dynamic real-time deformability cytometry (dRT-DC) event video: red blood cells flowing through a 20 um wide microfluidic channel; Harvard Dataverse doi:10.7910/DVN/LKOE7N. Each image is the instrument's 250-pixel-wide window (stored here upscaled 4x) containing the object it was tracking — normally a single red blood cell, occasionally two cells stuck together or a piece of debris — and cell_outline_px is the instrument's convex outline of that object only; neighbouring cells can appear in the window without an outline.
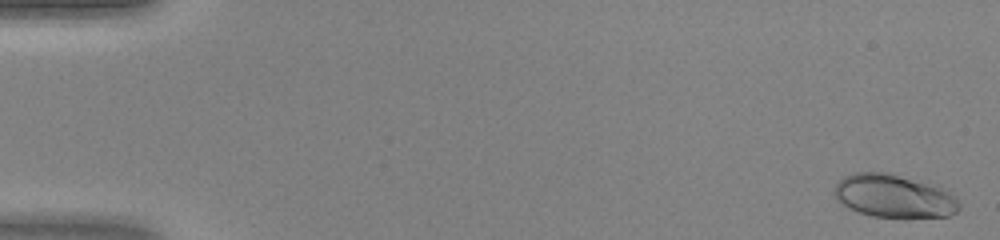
{"species": "human", "species_latin": "Homo sapiens", "temperature_condition": "warm", "stored_images_in_passage": 48, "camera_frame_rate_fps": 3000, "um_per_image_px": 0.085, "donor": {"sex": "female"}, "frame": {"image": 1, "passage_image": 2, "time_ms": 0.333, "image_size_px": [1000, 240], "cell_outline_px": [[960, 208], [956, 212], [948, 216], [904, 220], [872, 216], [848, 208], [836, 200], [832, 192], [836, 184], [844, 176], [856, 172], [884, 172], [940, 184], [956, 196], [960, 204]], "centroid_in_image_um": [76.05, 16.69], "position_along_channel_um": 8.9, "area_um2": 32.77}}
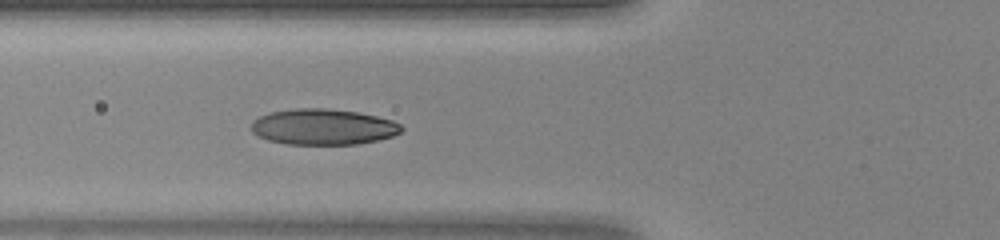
{"frame": {"image": 2, "passage_image": 19, "time_ms": 6.0, "image_size_px": [1000, 240], "cell_outline_px": [[404, 128], [400, 132], [392, 136], [376, 140], [356, 144], [288, 144], [268, 140], [252, 132], [252, 120], [268, 112], [296, 108], [324, 108], [356, 112], [376, 116], [392, 120], [400, 124]], "centroid_in_image_um": [27.45, 10.78], "position_along_channel_um": 98.3, "area_um2": 31.21}}
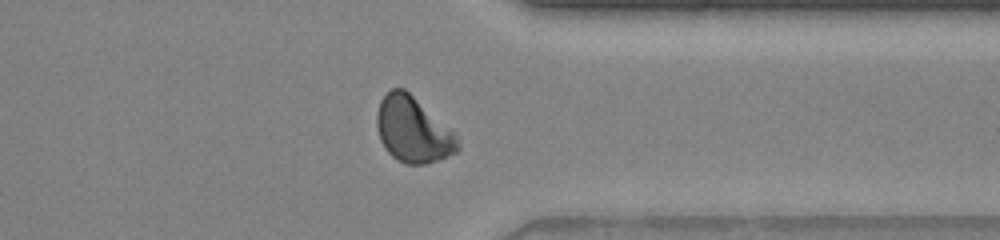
{"frame": {"image": 3, "passage_image": 38, "time_ms": 12.333, "image_size_px": [1000, 240], "cell_outline_px": [[460, 148], [456, 152], [436, 160], [424, 164], [404, 164], [396, 160], [384, 148], [380, 140], [376, 124], [376, 112], [380, 100], [392, 88], [404, 88], [452, 132], [456, 136], [460, 144]], "centroid_in_image_um": [35.04, 11.05], "position_along_channel_um": 376.4, "area_um2": 30.4}}